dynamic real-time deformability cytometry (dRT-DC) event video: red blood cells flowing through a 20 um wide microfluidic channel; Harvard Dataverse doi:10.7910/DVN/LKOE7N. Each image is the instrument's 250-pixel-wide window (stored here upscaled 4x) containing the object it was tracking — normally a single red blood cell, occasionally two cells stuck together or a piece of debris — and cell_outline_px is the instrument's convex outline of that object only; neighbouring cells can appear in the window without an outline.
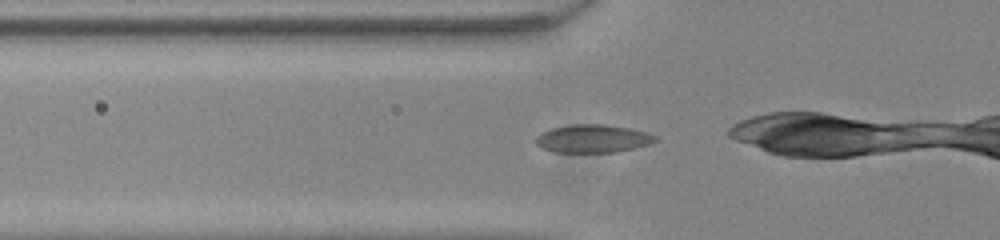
{"species": "common noctule bat (a hibernating species)", "species_latin": "Nyctalus noctula", "temperature_condition": "room temperature", "stored_images_in_passage": 14, "camera_frame_rate_fps": 3000, "um_per_image_px": 0.085, "animal": {"sex": "male", "body_mass_g": 20.0, "forearm_length_mm": 53.3}, "frame": {"image": 1, "passage_image": 2, "time_ms": 0.333, "image_size_px": [1000, 240], "cell_outline_px": [[656, 140], [648, 144], [616, 152], [552, 152], [540, 148], [536, 144], [536, 136], [540, 132], [548, 128], [572, 124], [604, 124], [628, 128], [648, 132], [656, 136]], "centroid_in_image_um": [50.31, 11.77], "position_along_channel_um": 75.5, "area_um2": 19.65}}
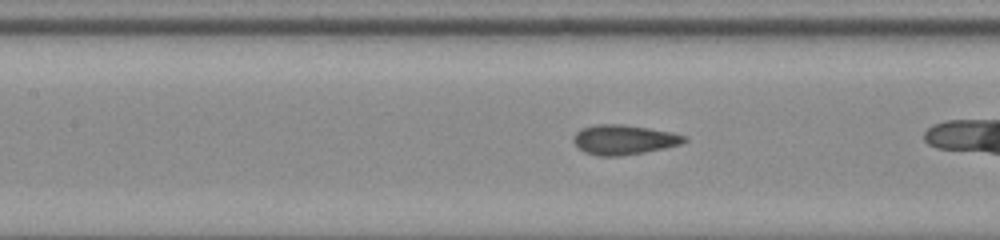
{"frame": {"image": 2, "passage_image": 8, "time_ms": 2.333, "image_size_px": [1000, 240], "cell_outline_px": [[688, 140], [680, 144], [664, 148], [644, 152], [620, 156], [600, 156], [584, 152], [572, 140], [576, 132], [580, 128], [596, 124], [624, 124], [672, 132], [688, 136]], "centroid_in_image_um": [53.03, 11.86], "position_along_channel_um": 154.4, "area_um2": 19.25}}
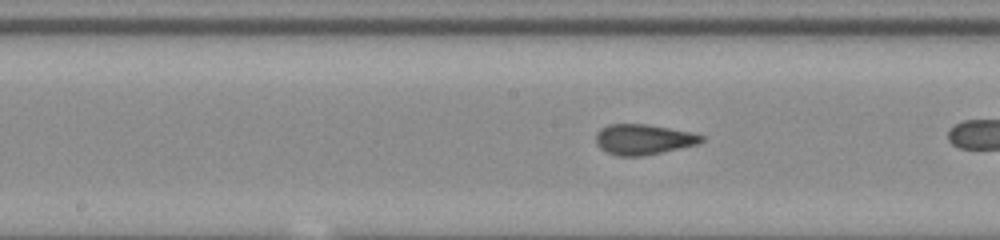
{"frame": {"image": 3, "passage_image": 11, "time_ms": 3.333, "image_size_px": [1000, 240], "cell_outline_px": [[704, 140], [696, 144], [644, 156], [616, 156], [600, 148], [596, 144], [596, 132], [600, 128], [608, 124], [648, 124], [692, 132], [704, 136]], "centroid_in_image_um": [54.65, 11.84], "position_along_channel_um": 193.5, "area_um2": 18.73}}